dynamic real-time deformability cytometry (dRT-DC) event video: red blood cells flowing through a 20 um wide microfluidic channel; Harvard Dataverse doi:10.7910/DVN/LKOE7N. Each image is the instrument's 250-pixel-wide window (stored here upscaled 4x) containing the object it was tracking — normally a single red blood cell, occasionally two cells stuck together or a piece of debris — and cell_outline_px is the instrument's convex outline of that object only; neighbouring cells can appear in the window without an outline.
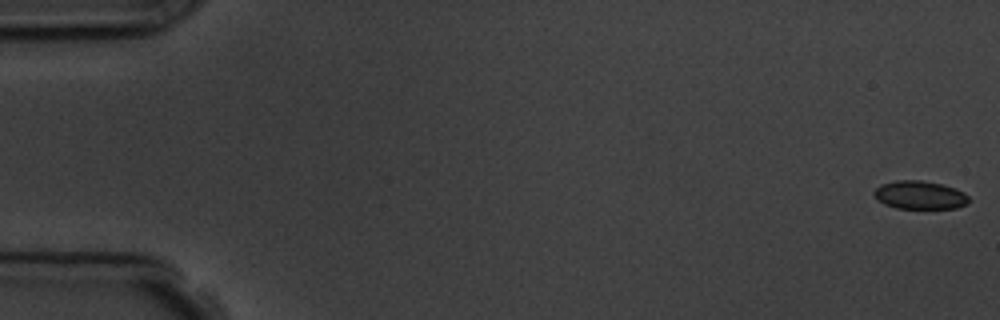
{"species": "common noctule bat (a hibernating species)", "species_latin": "Nyctalus noctula", "temperature_condition": "room temperature", "stored_images_in_passage": 7, "camera_frame_rate_fps": 3000, "um_per_image_px": 0.085, "animal": {"sex": "male", "body_mass_g": 19.5, "forearm_length_mm": 54.6}, "frame": {"image": 1, "passage_image": 1, "time_ms": 0.0, "image_size_px": [1000, 320], "cell_outline_px": [[968, 204], [956, 208], [896, 208], [884, 204], [872, 192], [880, 184], [896, 180], [920, 180], [940, 184], [956, 188], [964, 192], [968, 196]], "centroid_in_image_um": [78.19, 16.57], "position_along_channel_um": 6.8, "area_um2": 15.55}}
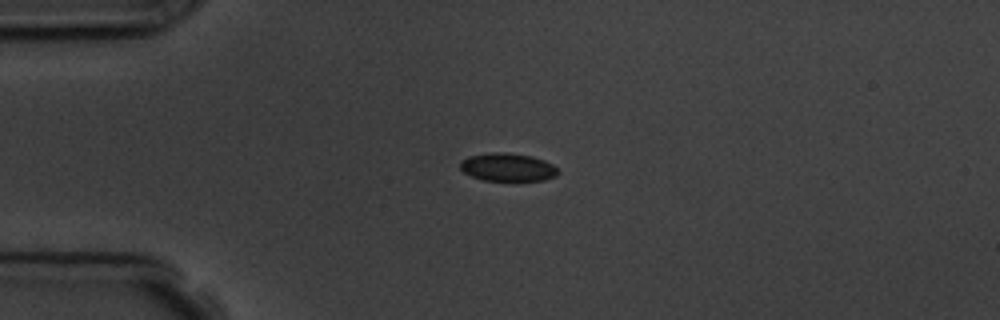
{"frame": {"image": 2, "passage_image": 4, "time_ms": 4.333, "image_size_px": [1000, 320], "cell_outline_px": [[560, 172], [556, 176], [544, 180], [484, 180], [472, 176], [464, 172], [460, 168], [460, 160], [468, 156], [492, 152], [504, 152], [532, 156], [544, 160], [552, 164]], "centroid_in_image_um": [43.15, 14.2], "position_along_channel_um": 41.9, "area_um2": 15.95}}